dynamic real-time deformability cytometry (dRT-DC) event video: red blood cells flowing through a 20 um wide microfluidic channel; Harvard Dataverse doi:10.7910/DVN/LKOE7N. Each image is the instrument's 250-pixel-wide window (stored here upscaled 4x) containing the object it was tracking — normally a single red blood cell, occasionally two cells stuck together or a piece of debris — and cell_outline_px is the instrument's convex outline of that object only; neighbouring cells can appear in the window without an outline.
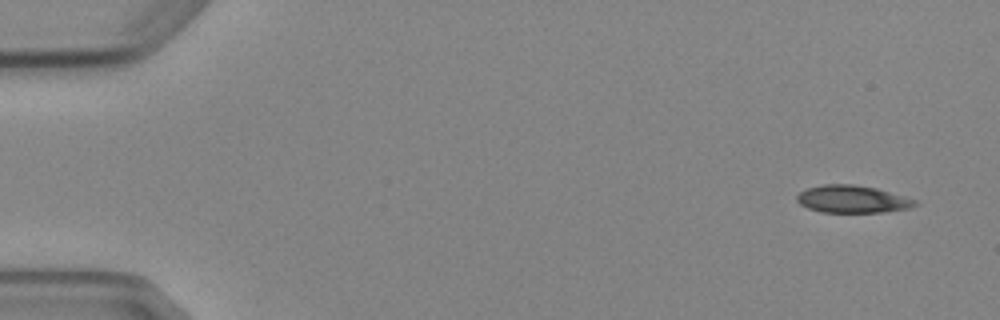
{"species": "Egyptian fruit bat (a non-hibernating species)", "species_latin": "Rousettus aegyptiacus", "temperature_condition": "cold", "stored_images_in_passage": 2, "camera_frame_rate_fps": 3000, "um_per_image_px": 0.085, "animal": {"sex": "female"}, "frame": {"image": 1, "passage_image": 2, "time_ms": 2.0, "image_size_px": [1000, 320], "cell_outline_px": [[920, 204], [912, 208], [884, 212], [820, 212], [808, 208], [800, 204], [796, 200], [796, 196], [804, 188], [824, 184], [852, 184], [876, 188], [908, 196], [916, 200]], "centroid_in_image_um": [72.49, 16.92], "position_along_channel_um": 12.5, "area_um2": 19.25}}